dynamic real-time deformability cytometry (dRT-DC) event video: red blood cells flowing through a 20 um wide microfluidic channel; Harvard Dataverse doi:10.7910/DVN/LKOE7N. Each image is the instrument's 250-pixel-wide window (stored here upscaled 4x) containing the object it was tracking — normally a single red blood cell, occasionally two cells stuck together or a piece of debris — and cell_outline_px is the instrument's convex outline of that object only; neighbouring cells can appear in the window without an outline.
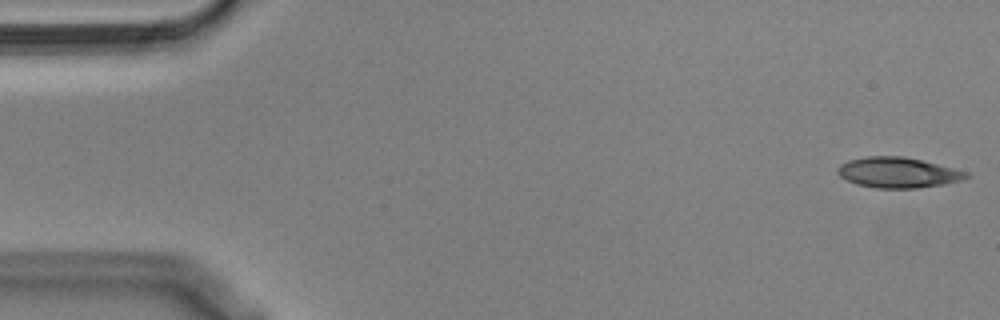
{"species": "Egyptian fruit bat (a non-hibernating species)", "species_latin": "Rousettus aegyptiacus", "temperature_condition": "cold", "stored_images_in_passage": 54, "camera_frame_rate_fps": 3000, "um_per_image_px": 0.085, "animal": {"sex": "male"}, "frame": {"image": 1, "passage_image": 1, "time_ms": 0.0, "image_size_px": [1000, 320], "cell_outline_px": [[972, 176], [960, 180], [944, 184], [916, 188], [876, 188], [856, 184], [840, 176], [836, 172], [836, 168], [840, 164], [848, 160], [868, 156], [904, 156], [968, 172]], "centroid_in_image_um": [76.29, 14.66], "position_along_channel_um": 8.7, "area_um2": 22.72}}
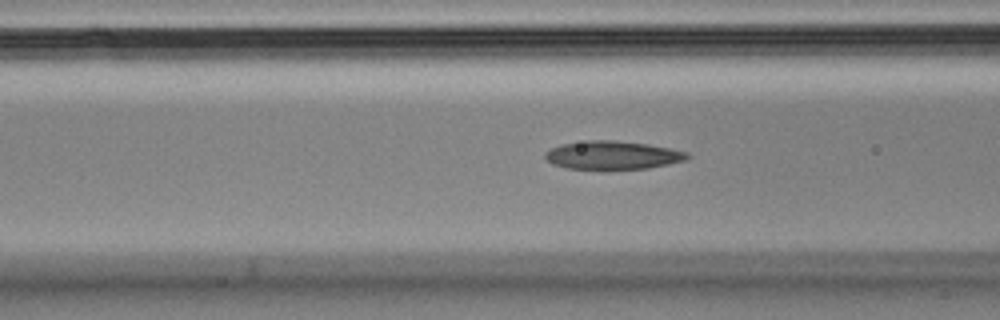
{"frame": {"image": 2, "passage_image": 20, "time_ms": 6.333, "image_size_px": [1000, 320], "cell_outline_px": [[692, 156], [688, 160], [648, 168], [568, 168], [552, 164], [544, 156], [544, 152], [560, 144], [588, 140], [616, 140], [648, 144], [688, 152]], "centroid_in_image_um": [52.1, 13.17], "position_along_channel_um": 114.5, "area_um2": 23.29}}
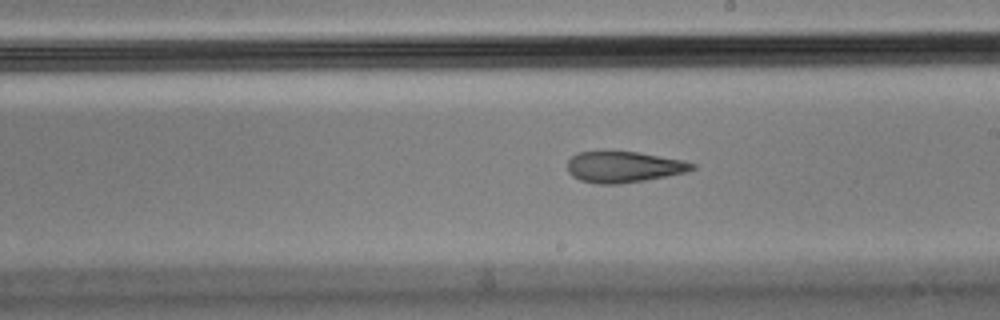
{"frame": {"image": 3, "passage_image": 30, "time_ms": 9.667, "image_size_px": [1000, 320], "cell_outline_px": [[696, 168], [688, 172], [644, 180], [620, 184], [596, 184], [580, 180], [572, 176], [568, 172], [568, 160], [576, 152], [600, 148], [636, 152], [684, 160], [696, 164]], "centroid_in_image_um": [52.96, 14.15], "position_along_channel_um": 236.0, "area_um2": 23.41}, "authors_computed_cell_mechanics": {"area_um2": 23.5246, "velocity_mm_per_s": 3.6367, "shape_relaxation_time_tau1_ms": null, "shape_relaxation_time_tau2_ms": 4.4214, "deformation_change_tau1": null, "deformation_change_tau2": 0.1429}}